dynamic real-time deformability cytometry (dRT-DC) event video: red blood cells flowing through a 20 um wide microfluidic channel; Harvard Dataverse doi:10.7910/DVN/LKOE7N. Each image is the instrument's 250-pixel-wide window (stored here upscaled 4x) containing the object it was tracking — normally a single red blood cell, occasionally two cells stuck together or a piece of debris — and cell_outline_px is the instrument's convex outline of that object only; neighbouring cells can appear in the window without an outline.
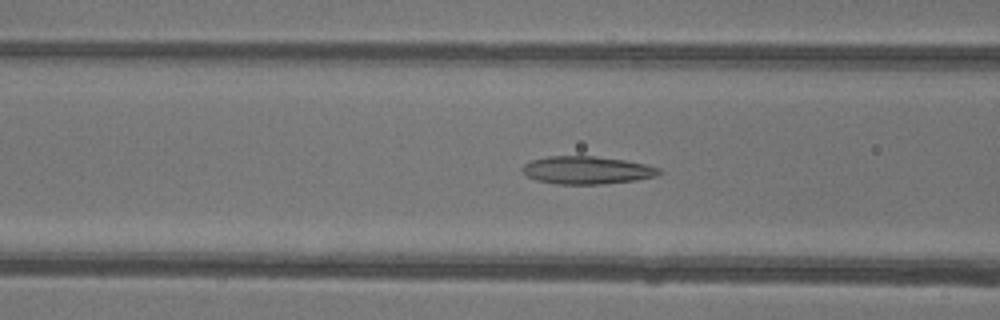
{"species": "common noctule bat (a hibernating species)", "species_latin": "Nyctalus noctula", "temperature_condition": "warm", "stored_images_in_passage": 50, "camera_frame_rate_fps": 3000, "um_per_image_px": 0.085, "animal": {"sex": "female"}, "frame": {"image": 1, "passage_image": 21, "time_ms": 6.667, "image_size_px": [1000, 320], "cell_outline_px": [[664, 172], [656, 176], [636, 180], [600, 184], [556, 184], [536, 180], [528, 176], [520, 168], [524, 164], [532, 160], [548, 156], [592, 156], [624, 160], [644, 164], [660, 168]], "centroid_in_image_um": [49.89, 14.46], "position_along_channel_um": 116.7, "area_um2": 22.08}}
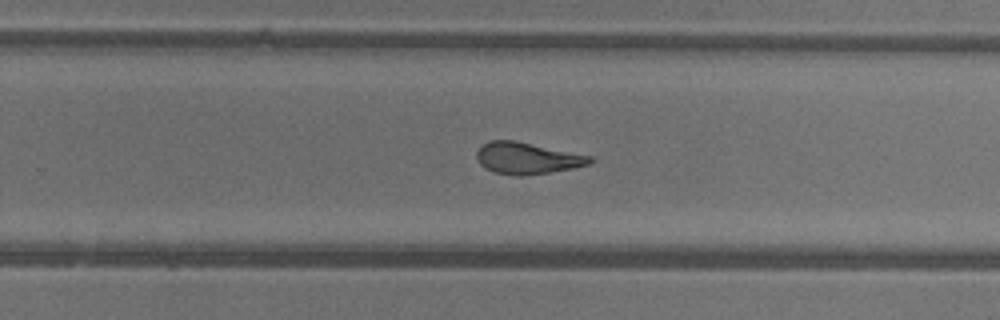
{"frame": {"image": 2, "passage_image": 33, "time_ms": 10.667, "image_size_px": [1000, 320], "cell_outline_px": [[596, 160], [592, 164], [572, 168], [548, 172], [520, 176], [516, 176], [496, 172], [480, 164], [476, 156], [476, 152], [488, 140], [516, 140], [592, 156]], "centroid_in_image_um": [44.86, 13.43], "position_along_channel_um": 284.9, "area_um2": 20.81}}
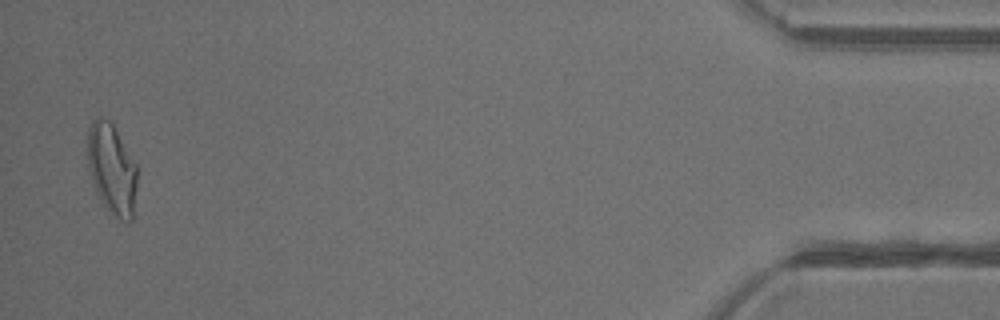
{"frame": {"image": 3, "passage_image": 49, "time_ms": 16.0, "image_size_px": [1000, 320], "cell_outline_px": [[136, 188], [132, 220], [124, 224], [104, 204], [96, 192], [88, 164], [88, 128], [92, 120], [100, 116], [108, 120], [112, 124], [136, 164]], "centroid_in_image_um": [9.51, 14.37], "position_along_channel_um": 425.7, "area_um2": 25.66}, "authors_computed_cell_mechanics": {"area_um2": 22.6287, "velocity_mm_per_s": 4.2087, "shape_relaxation_time_tau1_ms": 5.6938, "shape_relaxation_time_tau2_ms": 1.4639, "deformation_change_tau1": 0.2125, "deformation_change_tau2": 0.1083}}